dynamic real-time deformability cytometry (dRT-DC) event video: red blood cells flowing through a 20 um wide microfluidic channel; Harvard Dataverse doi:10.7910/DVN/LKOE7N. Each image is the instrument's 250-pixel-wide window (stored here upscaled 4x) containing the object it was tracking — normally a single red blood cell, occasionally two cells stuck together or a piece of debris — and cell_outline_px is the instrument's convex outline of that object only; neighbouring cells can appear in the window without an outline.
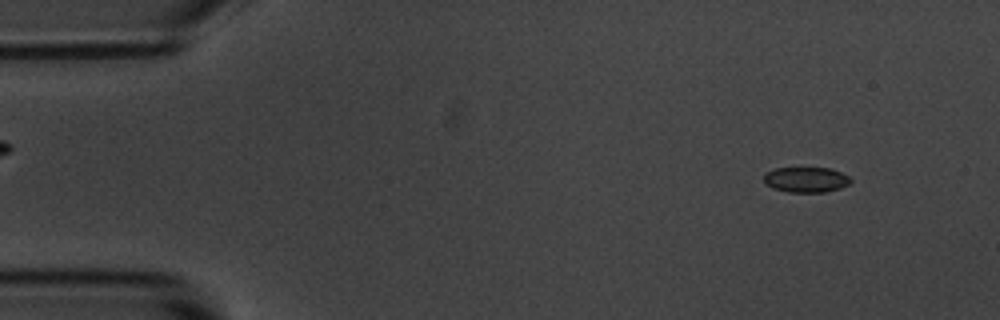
{"species": "common noctule bat (a hibernating species)", "species_latin": "Nyctalus noctula", "temperature_condition": "room temperature", "stored_images_in_passage": 4, "camera_frame_rate_fps": 3000, "um_per_image_px": 0.085, "animal": {"sex": "male", "body_mass_g": 20.1, "forearm_length_mm": 53.5}, "frame": {"image": 1, "passage_image": 1, "time_ms": 0.0, "image_size_px": [1000, 320], "cell_outline_px": [[852, 180], [848, 184], [840, 188], [824, 192], [788, 192], [772, 188], [764, 184], [764, 172], [776, 168], [832, 168], [848, 176]], "centroid_in_image_um": [68.47, 15.27], "position_along_channel_um": 16.5, "area_um2": 12.89}}
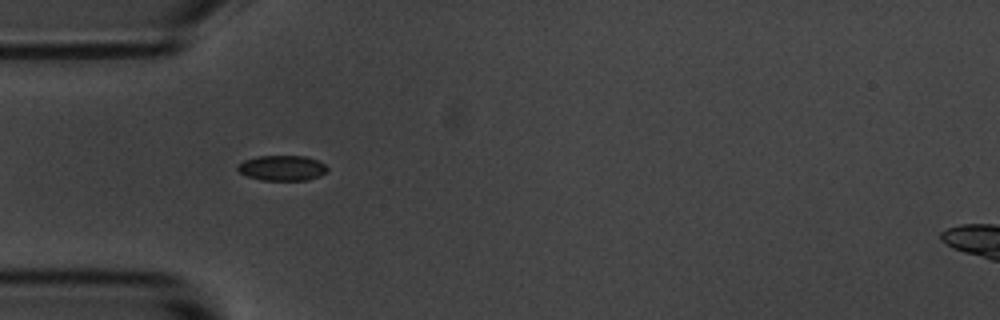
{"frame": {"image": 2, "passage_image": 4, "time_ms": 3.667, "image_size_px": [1000, 320], "cell_outline_px": [[328, 172], [320, 176], [308, 180], [264, 180], [248, 176], [240, 172], [236, 168], [236, 164], [244, 160], [256, 156], [304, 156], [316, 160], [324, 164], [328, 168]], "centroid_in_image_um": [23.98, 14.28], "position_along_channel_um": 61.0, "area_um2": 13.24}}